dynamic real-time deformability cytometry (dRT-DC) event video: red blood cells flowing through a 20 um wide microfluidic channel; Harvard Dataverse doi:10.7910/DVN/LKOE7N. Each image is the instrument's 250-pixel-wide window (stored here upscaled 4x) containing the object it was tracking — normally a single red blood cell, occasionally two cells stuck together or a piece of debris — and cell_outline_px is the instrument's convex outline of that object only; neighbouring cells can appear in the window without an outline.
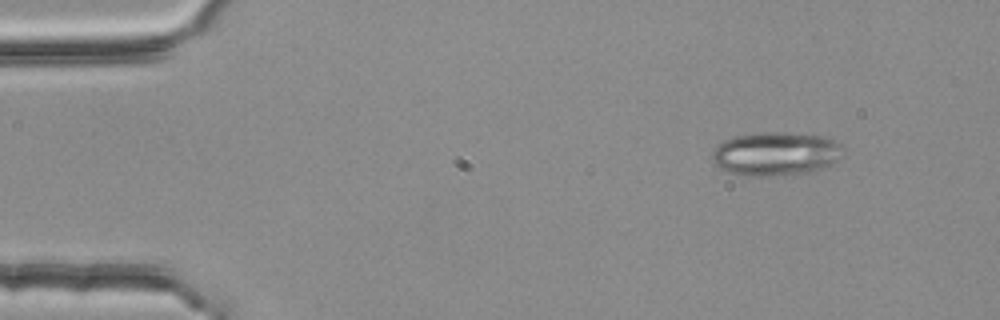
{"species": "common noctule bat (a hibernating species)", "species_latin": "Nyctalus noctula", "temperature_condition": "room temperature", "stored_images_in_passage": 3, "camera_frame_rate_fps": 3000, "um_per_image_px": 0.085, "animal": {"sex": "female", "body_mass_g": 25.1}, "frame": {"image": 1, "passage_image": 1, "time_ms": 0.0, "image_size_px": [1000, 320], "cell_outline_px": [[840, 148], [836, 160], [812, 172], [768, 176], [748, 176], [728, 172], [716, 168], [712, 160], [712, 148], [724, 140], [732, 136], [764, 132], [776, 132], [820, 136], [832, 140], [840, 144]], "centroid_in_image_um": [65.79, 13.08], "position_along_channel_um": 19.2, "area_um2": 32.95}}